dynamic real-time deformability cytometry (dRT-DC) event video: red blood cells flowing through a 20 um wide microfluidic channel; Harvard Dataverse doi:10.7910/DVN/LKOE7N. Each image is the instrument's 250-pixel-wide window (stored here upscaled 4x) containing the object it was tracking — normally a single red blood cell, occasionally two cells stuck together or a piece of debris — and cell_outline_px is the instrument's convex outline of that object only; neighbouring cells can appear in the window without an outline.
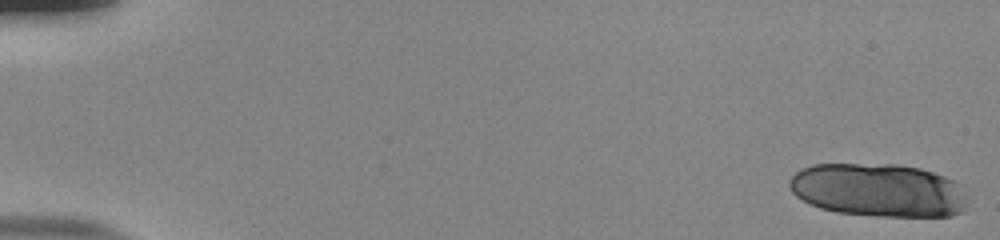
{"species": "human", "species_latin": "Homo sapiens", "temperature_condition": "room temperature", "stored_images_in_passage": 19, "camera_frame_rate_fps": 3000, "um_per_image_px": 0.085, "donor": {"sex": "male"}, "frame": {"image": 1, "passage_image": 1, "time_ms": 0.0, "image_size_px": [1000, 240], "cell_outline_px": [[968, 204], [964, 212], [952, 216], [876, 216], [836, 212], [820, 208], [796, 196], [792, 192], [788, 184], [788, 180], [800, 168], [812, 164], [900, 164], [920, 168], [956, 180], [968, 196]], "centroid_in_image_um": [74.71, 16.16], "position_along_channel_um": 10.3, "area_um2": 56.07}}